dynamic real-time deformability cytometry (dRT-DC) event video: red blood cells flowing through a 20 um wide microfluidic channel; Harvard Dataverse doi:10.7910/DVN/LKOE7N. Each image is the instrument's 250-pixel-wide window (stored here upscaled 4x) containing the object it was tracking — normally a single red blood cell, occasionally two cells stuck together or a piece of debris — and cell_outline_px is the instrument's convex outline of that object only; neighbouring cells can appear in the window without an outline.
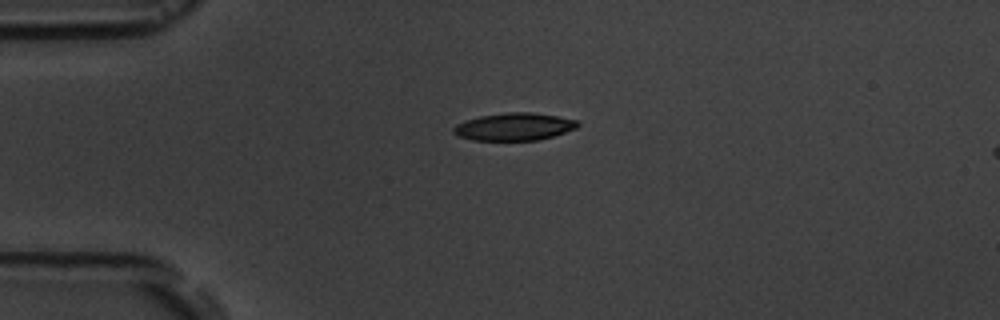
{"species": "common noctule bat (a hibernating species)", "species_latin": "Nyctalus noctula", "temperature_condition": "room temperature", "stored_images_in_passage": 1, "camera_frame_rate_fps": 3000, "um_per_image_px": 0.085, "animal": {"sex": "male", "body_mass_g": 19.5, "forearm_length_mm": 54.6}, "frame": {"image": 1, "passage_image": 1, "time_ms": 0.0, "image_size_px": [1000, 320], "cell_outline_px": [[580, 124], [576, 128], [552, 136], [536, 140], [472, 140], [460, 136], [452, 132], [452, 128], [456, 124], [464, 120], [480, 116], [508, 112], [532, 112], [556, 116], [576, 120]], "centroid_in_image_um": [43.66, 10.76], "position_along_channel_um": 41.3, "area_um2": 19.77}}